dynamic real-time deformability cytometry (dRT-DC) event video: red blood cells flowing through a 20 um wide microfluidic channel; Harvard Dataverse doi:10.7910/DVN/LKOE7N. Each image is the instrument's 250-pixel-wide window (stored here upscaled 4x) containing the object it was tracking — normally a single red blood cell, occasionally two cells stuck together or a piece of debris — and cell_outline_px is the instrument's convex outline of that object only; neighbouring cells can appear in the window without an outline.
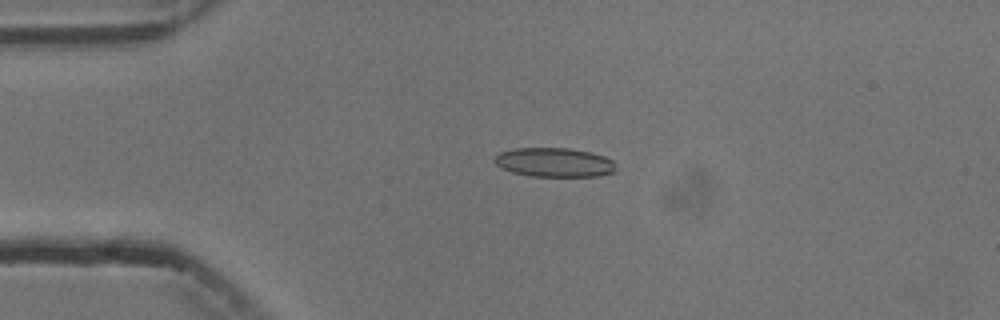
{"species": "common noctule bat (a hibernating species)", "species_latin": "Nyctalus noctula", "temperature_condition": "cold", "stored_images_in_passage": 4, "camera_frame_rate_fps": 3000, "um_per_image_px": 0.085, "animal": {"sex": "male", "body_mass_g": 13.3}, "frame": {"image": 1, "passage_image": 4, "time_ms": 3.333, "image_size_px": [1000, 320], "cell_outline_px": [[616, 168], [612, 172], [596, 176], [528, 176], [512, 172], [500, 168], [492, 160], [500, 152], [516, 148], [568, 148], [592, 152], [604, 156], [612, 160], [616, 164]], "centroid_in_image_um": [47.09, 13.8], "position_along_channel_um": 37.9, "area_um2": 20.69}}